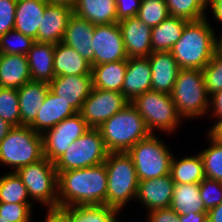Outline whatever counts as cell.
Segmentation results:
<instances>
[{
	"instance_id": "cell-1",
	"label": "cell",
	"mask_w": 222,
	"mask_h": 222,
	"mask_svg": "<svg viewBox=\"0 0 222 222\" xmlns=\"http://www.w3.org/2000/svg\"><path fill=\"white\" fill-rule=\"evenodd\" d=\"M58 174V207L106 206L105 163Z\"/></svg>"
},
{
	"instance_id": "cell-2",
	"label": "cell",
	"mask_w": 222,
	"mask_h": 222,
	"mask_svg": "<svg viewBox=\"0 0 222 222\" xmlns=\"http://www.w3.org/2000/svg\"><path fill=\"white\" fill-rule=\"evenodd\" d=\"M217 32L205 17L197 21H188L180 39L170 50L180 69L202 70L216 52Z\"/></svg>"
},
{
	"instance_id": "cell-3",
	"label": "cell",
	"mask_w": 222,
	"mask_h": 222,
	"mask_svg": "<svg viewBox=\"0 0 222 222\" xmlns=\"http://www.w3.org/2000/svg\"><path fill=\"white\" fill-rule=\"evenodd\" d=\"M104 163L108 180L106 206L123 213L128 206L134 207L130 204L135 202L138 191L139 179L134 163L127 152H109Z\"/></svg>"
},
{
	"instance_id": "cell-4",
	"label": "cell",
	"mask_w": 222,
	"mask_h": 222,
	"mask_svg": "<svg viewBox=\"0 0 222 222\" xmlns=\"http://www.w3.org/2000/svg\"><path fill=\"white\" fill-rule=\"evenodd\" d=\"M171 96L185 122L203 120L207 117L210 96L206 90L202 70L180 69Z\"/></svg>"
},
{
	"instance_id": "cell-5",
	"label": "cell",
	"mask_w": 222,
	"mask_h": 222,
	"mask_svg": "<svg viewBox=\"0 0 222 222\" xmlns=\"http://www.w3.org/2000/svg\"><path fill=\"white\" fill-rule=\"evenodd\" d=\"M109 152H127L151 133L138 110L129 103L99 128Z\"/></svg>"
},
{
	"instance_id": "cell-6",
	"label": "cell",
	"mask_w": 222,
	"mask_h": 222,
	"mask_svg": "<svg viewBox=\"0 0 222 222\" xmlns=\"http://www.w3.org/2000/svg\"><path fill=\"white\" fill-rule=\"evenodd\" d=\"M130 103L138 110L151 134L164 133L172 138L185 123L170 94L149 90Z\"/></svg>"
},
{
	"instance_id": "cell-7",
	"label": "cell",
	"mask_w": 222,
	"mask_h": 222,
	"mask_svg": "<svg viewBox=\"0 0 222 222\" xmlns=\"http://www.w3.org/2000/svg\"><path fill=\"white\" fill-rule=\"evenodd\" d=\"M43 158L42 135L28 125L13 126L0 142V165L9 168L8 172H16Z\"/></svg>"
},
{
	"instance_id": "cell-8",
	"label": "cell",
	"mask_w": 222,
	"mask_h": 222,
	"mask_svg": "<svg viewBox=\"0 0 222 222\" xmlns=\"http://www.w3.org/2000/svg\"><path fill=\"white\" fill-rule=\"evenodd\" d=\"M160 134H150L140 140L128 151L132 158L139 181L170 174L171 160L174 155Z\"/></svg>"
},
{
	"instance_id": "cell-9",
	"label": "cell",
	"mask_w": 222,
	"mask_h": 222,
	"mask_svg": "<svg viewBox=\"0 0 222 222\" xmlns=\"http://www.w3.org/2000/svg\"><path fill=\"white\" fill-rule=\"evenodd\" d=\"M16 174L22 179L30 199L41 207H58V174L53 162L43 158L20 167Z\"/></svg>"
},
{
	"instance_id": "cell-10",
	"label": "cell",
	"mask_w": 222,
	"mask_h": 222,
	"mask_svg": "<svg viewBox=\"0 0 222 222\" xmlns=\"http://www.w3.org/2000/svg\"><path fill=\"white\" fill-rule=\"evenodd\" d=\"M109 151L98 128H90L55 162L57 172L81 169L104 163Z\"/></svg>"
},
{
	"instance_id": "cell-11",
	"label": "cell",
	"mask_w": 222,
	"mask_h": 222,
	"mask_svg": "<svg viewBox=\"0 0 222 222\" xmlns=\"http://www.w3.org/2000/svg\"><path fill=\"white\" fill-rule=\"evenodd\" d=\"M89 129L90 127L79 112L47 129L41 134L44 157L54 163L75 140Z\"/></svg>"
},
{
	"instance_id": "cell-12",
	"label": "cell",
	"mask_w": 222,
	"mask_h": 222,
	"mask_svg": "<svg viewBox=\"0 0 222 222\" xmlns=\"http://www.w3.org/2000/svg\"><path fill=\"white\" fill-rule=\"evenodd\" d=\"M129 103L121 92L93 87L79 113L90 128H99Z\"/></svg>"
},
{
	"instance_id": "cell-13",
	"label": "cell",
	"mask_w": 222,
	"mask_h": 222,
	"mask_svg": "<svg viewBox=\"0 0 222 222\" xmlns=\"http://www.w3.org/2000/svg\"><path fill=\"white\" fill-rule=\"evenodd\" d=\"M92 40L94 65L128 59L118 23L95 25Z\"/></svg>"
},
{
	"instance_id": "cell-14",
	"label": "cell",
	"mask_w": 222,
	"mask_h": 222,
	"mask_svg": "<svg viewBox=\"0 0 222 222\" xmlns=\"http://www.w3.org/2000/svg\"><path fill=\"white\" fill-rule=\"evenodd\" d=\"M174 185L171 174L139 181L135 204L141 205L146 210L145 214L168 208L171 206Z\"/></svg>"
},
{
	"instance_id": "cell-15",
	"label": "cell",
	"mask_w": 222,
	"mask_h": 222,
	"mask_svg": "<svg viewBox=\"0 0 222 222\" xmlns=\"http://www.w3.org/2000/svg\"><path fill=\"white\" fill-rule=\"evenodd\" d=\"M50 90L77 112L93 89L92 75L57 76L49 83Z\"/></svg>"
},
{
	"instance_id": "cell-16",
	"label": "cell",
	"mask_w": 222,
	"mask_h": 222,
	"mask_svg": "<svg viewBox=\"0 0 222 222\" xmlns=\"http://www.w3.org/2000/svg\"><path fill=\"white\" fill-rule=\"evenodd\" d=\"M118 24L128 58L148 57L152 53L151 27L137 17L123 19Z\"/></svg>"
},
{
	"instance_id": "cell-17",
	"label": "cell",
	"mask_w": 222,
	"mask_h": 222,
	"mask_svg": "<svg viewBox=\"0 0 222 222\" xmlns=\"http://www.w3.org/2000/svg\"><path fill=\"white\" fill-rule=\"evenodd\" d=\"M73 9L66 5L48 4L38 28L37 42L57 44L63 41Z\"/></svg>"
},
{
	"instance_id": "cell-18",
	"label": "cell",
	"mask_w": 222,
	"mask_h": 222,
	"mask_svg": "<svg viewBox=\"0 0 222 222\" xmlns=\"http://www.w3.org/2000/svg\"><path fill=\"white\" fill-rule=\"evenodd\" d=\"M148 59L152 72V90L171 95L180 70L177 61L170 51L153 52Z\"/></svg>"
},
{
	"instance_id": "cell-19",
	"label": "cell",
	"mask_w": 222,
	"mask_h": 222,
	"mask_svg": "<svg viewBox=\"0 0 222 222\" xmlns=\"http://www.w3.org/2000/svg\"><path fill=\"white\" fill-rule=\"evenodd\" d=\"M152 72L148 57L127 59V69L122 86V94L131 102L149 90H152Z\"/></svg>"
},
{
	"instance_id": "cell-20",
	"label": "cell",
	"mask_w": 222,
	"mask_h": 222,
	"mask_svg": "<svg viewBox=\"0 0 222 222\" xmlns=\"http://www.w3.org/2000/svg\"><path fill=\"white\" fill-rule=\"evenodd\" d=\"M94 27V24L73 13L62 41L90 62L91 66H94V50L92 49Z\"/></svg>"
},
{
	"instance_id": "cell-21",
	"label": "cell",
	"mask_w": 222,
	"mask_h": 222,
	"mask_svg": "<svg viewBox=\"0 0 222 222\" xmlns=\"http://www.w3.org/2000/svg\"><path fill=\"white\" fill-rule=\"evenodd\" d=\"M76 113L77 111L73 107L49 90L41 108L38 110L37 117L29 127L42 134L47 129L54 127L65 118Z\"/></svg>"
},
{
	"instance_id": "cell-22",
	"label": "cell",
	"mask_w": 222,
	"mask_h": 222,
	"mask_svg": "<svg viewBox=\"0 0 222 222\" xmlns=\"http://www.w3.org/2000/svg\"><path fill=\"white\" fill-rule=\"evenodd\" d=\"M18 90L21 125H30L37 117L38 110L50 90L46 82L30 81Z\"/></svg>"
},
{
	"instance_id": "cell-23",
	"label": "cell",
	"mask_w": 222,
	"mask_h": 222,
	"mask_svg": "<svg viewBox=\"0 0 222 222\" xmlns=\"http://www.w3.org/2000/svg\"><path fill=\"white\" fill-rule=\"evenodd\" d=\"M48 4L46 0H17L14 30L36 40Z\"/></svg>"
},
{
	"instance_id": "cell-24",
	"label": "cell",
	"mask_w": 222,
	"mask_h": 222,
	"mask_svg": "<svg viewBox=\"0 0 222 222\" xmlns=\"http://www.w3.org/2000/svg\"><path fill=\"white\" fill-rule=\"evenodd\" d=\"M55 44L35 41L27 54L32 81L50 83L55 77L54 63Z\"/></svg>"
},
{
	"instance_id": "cell-25",
	"label": "cell",
	"mask_w": 222,
	"mask_h": 222,
	"mask_svg": "<svg viewBox=\"0 0 222 222\" xmlns=\"http://www.w3.org/2000/svg\"><path fill=\"white\" fill-rule=\"evenodd\" d=\"M31 80L27 56L0 54V87L19 89Z\"/></svg>"
},
{
	"instance_id": "cell-26",
	"label": "cell",
	"mask_w": 222,
	"mask_h": 222,
	"mask_svg": "<svg viewBox=\"0 0 222 222\" xmlns=\"http://www.w3.org/2000/svg\"><path fill=\"white\" fill-rule=\"evenodd\" d=\"M55 77L91 74V63L80 56L76 50L62 41L55 44L54 63Z\"/></svg>"
},
{
	"instance_id": "cell-27",
	"label": "cell",
	"mask_w": 222,
	"mask_h": 222,
	"mask_svg": "<svg viewBox=\"0 0 222 222\" xmlns=\"http://www.w3.org/2000/svg\"><path fill=\"white\" fill-rule=\"evenodd\" d=\"M196 152L193 154L187 153L184 156L182 154L177 156L174 153L171 160L170 174L175 184L201 183L205 178L202 158L199 152Z\"/></svg>"
},
{
	"instance_id": "cell-28",
	"label": "cell",
	"mask_w": 222,
	"mask_h": 222,
	"mask_svg": "<svg viewBox=\"0 0 222 222\" xmlns=\"http://www.w3.org/2000/svg\"><path fill=\"white\" fill-rule=\"evenodd\" d=\"M73 13L94 25L119 22L115 0H78Z\"/></svg>"
},
{
	"instance_id": "cell-29",
	"label": "cell",
	"mask_w": 222,
	"mask_h": 222,
	"mask_svg": "<svg viewBox=\"0 0 222 222\" xmlns=\"http://www.w3.org/2000/svg\"><path fill=\"white\" fill-rule=\"evenodd\" d=\"M188 21L175 16H168L159 25L152 27L151 46L153 52L170 51L180 39Z\"/></svg>"
},
{
	"instance_id": "cell-30",
	"label": "cell",
	"mask_w": 222,
	"mask_h": 222,
	"mask_svg": "<svg viewBox=\"0 0 222 222\" xmlns=\"http://www.w3.org/2000/svg\"><path fill=\"white\" fill-rule=\"evenodd\" d=\"M127 59L92 66L93 87L122 93Z\"/></svg>"
},
{
	"instance_id": "cell-31",
	"label": "cell",
	"mask_w": 222,
	"mask_h": 222,
	"mask_svg": "<svg viewBox=\"0 0 222 222\" xmlns=\"http://www.w3.org/2000/svg\"><path fill=\"white\" fill-rule=\"evenodd\" d=\"M170 207L178 215H187L190 212H208L200 197V183L175 184Z\"/></svg>"
},
{
	"instance_id": "cell-32",
	"label": "cell",
	"mask_w": 222,
	"mask_h": 222,
	"mask_svg": "<svg viewBox=\"0 0 222 222\" xmlns=\"http://www.w3.org/2000/svg\"><path fill=\"white\" fill-rule=\"evenodd\" d=\"M124 214L107 206L68 207L70 222H123Z\"/></svg>"
},
{
	"instance_id": "cell-33",
	"label": "cell",
	"mask_w": 222,
	"mask_h": 222,
	"mask_svg": "<svg viewBox=\"0 0 222 222\" xmlns=\"http://www.w3.org/2000/svg\"><path fill=\"white\" fill-rule=\"evenodd\" d=\"M0 175V203L35 204L28 194L22 179L16 172Z\"/></svg>"
},
{
	"instance_id": "cell-34",
	"label": "cell",
	"mask_w": 222,
	"mask_h": 222,
	"mask_svg": "<svg viewBox=\"0 0 222 222\" xmlns=\"http://www.w3.org/2000/svg\"><path fill=\"white\" fill-rule=\"evenodd\" d=\"M207 146L198 150L204 168L205 178L222 182V144L215 140L208 132H205Z\"/></svg>"
},
{
	"instance_id": "cell-35",
	"label": "cell",
	"mask_w": 222,
	"mask_h": 222,
	"mask_svg": "<svg viewBox=\"0 0 222 222\" xmlns=\"http://www.w3.org/2000/svg\"><path fill=\"white\" fill-rule=\"evenodd\" d=\"M170 16L187 21H197L207 17L208 0H165Z\"/></svg>"
},
{
	"instance_id": "cell-36",
	"label": "cell",
	"mask_w": 222,
	"mask_h": 222,
	"mask_svg": "<svg viewBox=\"0 0 222 222\" xmlns=\"http://www.w3.org/2000/svg\"><path fill=\"white\" fill-rule=\"evenodd\" d=\"M0 118L12 126H21L17 89L0 87Z\"/></svg>"
},
{
	"instance_id": "cell-37",
	"label": "cell",
	"mask_w": 222,
	"mask_h": 222,
	"mask_svg": "<svg viewBox=\"0 0 222 222\" xmlns=\"http://www.w3.org/2000/svg\"><path fill=\"white\" fill-rule=\"evenodd\" d=\"M34 42L32 37L13 29L0 36V54L27 56Z\"/></svg>"
},
{
	"instance_id": "cell-38",
	"label": "cell",
	"mask_w": 222,
	"mask_h": 222,
	"mask_svg": "<svg viewBox=\"0 0 222 222\" xmlns=\"http://www.w3.org/2000/svg\"><path fill=\"white\" fill-rule=\"evenodd\" d=\"M169 16L165 0H141L137 18L149 27L159 25Z\"/></svg>"
},
{
	"instance_id": "cell-39",
	"label": "cell",
	"mask_w": 222,
	"mask_h": 222,
	"mask_svg": "<svg viewBox=\"0 0 222 222\" xmlns=\"http://www.w3.org/2000/svg\"><path fill=\"white\" fill-rule=\"evenodd\" d=\"M202 71L209 96L222 90V53L216 51Z\"/></svg>"
},
{
	"instance_id": "cell-40",
	"label": "cell",
	"mask_w": 222,
	"mask_h": 222,
	"mask_svg": "<svg viewBox=\"0 0 222 222\" xmlns=\"http://www.w3.org/2000/svg\"><path fill=\"white\" fill-rule=\"evenodd\" d=\"M34 204L0 203V216L8 222H33Z\"/></svg>"
},
{
	"instance_id": "cell-41",
	"label": "cell",
	"mask_w": 222,
	"mask_h": 222,
	"mask_svg": "<svg viewBox=\"0 0 222 222\" xmlns=\"http://www.w3.org/2000/svg\"><path fill=\"white\" fill-rule=\"evenodd\" d=\"M200 197L209 211L222 202V182L204 178L200 183Z\"/></svg>"
},
{
	"instance_id": "cell-42",
	"label": "cell",
	"mask_w": 222,
	"mask_h": 222,
	"mask_svg": "<svg viewBox=\"0 0 222 222\" xmlns=\"http://www.w3.org/2000/svg\"><path fill=\"white\" fill-rule=\"evenodd\" d=\"M17 0H0V36L14 29Z\"/></svg>"
},
{
	"instance_id": "cell-43",
	"label": "cell",
	"mask_w": 222,
	"mask_h": 222,
	"mask_svg": "<svg viewBox=\"0 0 222 222\" xmlns=\"http://www.w3.org/2000/svg\"><path fill=\"white\" fill-rule=\"evenodd\" d=\"M206 119L207 122L211 120V124L205 132H209L217 123L222 121V90H219L210 96V108Z\"/></svg>"
},
{
	"instance_id": "cell-44",
	"label": "cell",
	"mask_w": 222,
	"mask_h": 222,
	"mask_svg": "<svg viewBox=\"0 0 222 222\" xmlns=\"http://www.w3.org/2000/svg\"><path fill=\"white\" fill-rule=\"evenodd\" d=\"M117 20L121 21L130 17H137L141 0H115Z\"/></svg>"
},
{
	"instance_id": "cell-45",
	"label": "cell",
	"mask_w": 222,
	"mask_h": 222,
	"mask_svg": "<svg viewBox=\"0 0 222 222\" xmlns=\"http://www.w3.org/2000/svg\"><path fill=\"white\" fill-rule=\"evenodd\" d=\"M145 215L144 222H180L179 215L171 207L153 210Z\"/></svg>"
},
{
	"instance_id": "cell-46",
	"label": "cell",
	"mask_w": 222,
	"mask_h": 222,
	"mask_svg": "<svg viewBox=\"0 0 222 222\" xmlns=\"http://www.w3.org/2000/svg\"><path fill=\"white\" fill-rule=\"evenodd\" d=\"M44 219L41 222H70L67 208H44Z\"/></svg>"
},
{
	"instance_id": "cell-47",
	"label": "cell",
	"mask_w": 222,
	"mask_h": 222,
	"mask_svg": "<svg viewBox=\"0 0 222 222\" xmlns=\"http://www.w3.org/2000/svg\"><path fill=\"white\" fill-rule=\"evenodd\" d=\"M207 18H211V23L214 19L213 23L215 22L216 25H213V27L217 28L219 25L220 28L222 26V0H208Z\"/></svg>"
},
{
	"instance_id": "cell-48",
	"label": "cell",
	"mask_w": 222,
	"mask_h": 222,
	"mask_svg": "<svg viewBox=\"0 0 222 222\" xmlns=\"http://www.w3.org/2000/svg\"><path fill=\"white\" fill-rule=\"evenodd\" d=\"M180 222H208L207 212L188 213L187 215H179Z\"/></svg>"
},
{
	"instance_id": "cell-49",
	"label": "cell",
	"mask_w": 222,
	"mask_h": 222,
	"mask_svg": "<svg viewBox=\"0 0 222 222\" xmlns=\"http://www.w3.org/2000/svg\"><path fill=\"white\" fill-rule=\"evenodd\" d=\"M208 222H222V202L207 212Z\"/></svg>"
},
{
	"instance_id": "cell-50",
	"label": "cell",
	"mask_w": 222,
	"mask_h": 222,
	"mask_svg": "<svg viewBox=\"0 0 222 222\" xmlns=\"http://www.w3.org/2000/svg\"><path fill=\"white\" fill-rule=\"evenodd\" d=\"M208 133L222 144V121L217 123Z\"/></svg>"
},
{
	"instance_id": "cell-51",
	"label": "cell",
	"mask_w": 222,
	"mask_h": 222,
	"mask_svg": "<svg viewBox=\"0 0 222 222\" xmlns=\"http://www.w3.org/2000/svg\"><path fill=\"white\" fill-rule=\"evenodd\" d=\"M13 126L0 118V142L6 137Z\"/></svg>"
},
{
	"instance_id": "cell-52",
	"label": "cell",
	"mask_w": 222,
	"mask_h": 222,
	"mask_svg": "<svg viewBox=\"0 0 222 222\" xmlns=\"http://www.w3.org/2000/svg\"><path fill=\"white\" fill-rule=\"evenodd\" d=\"M49 4L66 5L72 9L76 6L78 0H46Z\"/></svg>"
},
{
	"instance_id": "cell-53",
	"label": "cell",
	"mask_w": 222,
	"mask_h": 222,
	"mask_svg": "<svg viewBox=\"0 0 222 222\" xmlns=\"http://www.w3.org/2000/svg\"><path fill=\"white\" fill-rule=\"evenodd\" d=\"M216 33V51L222 53V29L221 32L217 31Z\"/></svg>"
},
{
	"instance_id": "cell-54",
	"label": "cell",
	"mask_w": 222,
	"mask_h": 222,
	"mask_svg": "<svg viewBox=\"0 0 222 222\" xmlns=\"http://www.w3.org/2000/svg\"><path fill=\"white\" fill-rule=\"evenodd\" d=\"M0 222H8V221L5 220L3 217L0 216Z\"/></svg>"
}]
</instances>
